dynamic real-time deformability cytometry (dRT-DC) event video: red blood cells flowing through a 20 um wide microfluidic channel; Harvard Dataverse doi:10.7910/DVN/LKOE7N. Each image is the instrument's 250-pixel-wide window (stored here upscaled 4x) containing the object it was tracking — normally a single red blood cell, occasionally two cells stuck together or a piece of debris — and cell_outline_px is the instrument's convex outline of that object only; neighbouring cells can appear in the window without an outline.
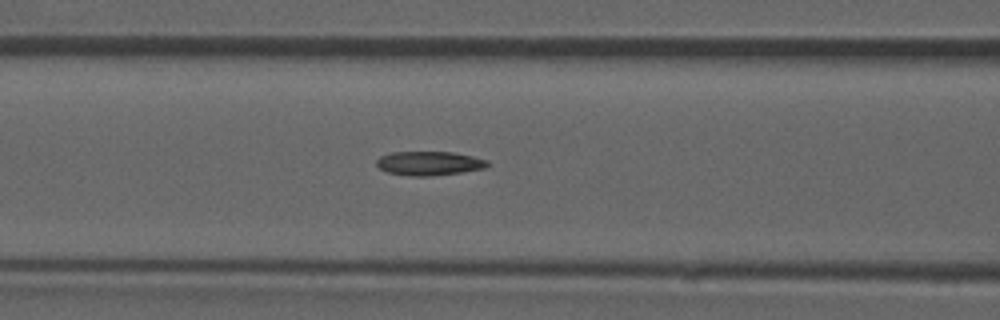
{"species": "common noctule bat (a hibernating species)", "species_latin": "Nyctalus noctula", "temperature_condition": "room temperature", "stored_images_in_passage": 31, "camera_frame_rate_fps": 3000, "um_per_image_px": 0.085, "animal": {"sex": "male", "forearm_length_mm": 52.5}, "frame": {"image": 1, "passage_image": 22, "time_ms": 7.0, "image_size_px": [1000, 320], "cell_outline_px": [[488, 164], [484, 168], [460, 172], [428, 176], [408, 176], [388, 172], [380, 168], [376, 164], [376, 160], [380, 156], [392, 152], [452, 152], [472, 156], [488, 160]], "centroid_in_image_um": [36.45, 13.88], "position_along_channel_um": 130.2, "area_um2": 15.37}}